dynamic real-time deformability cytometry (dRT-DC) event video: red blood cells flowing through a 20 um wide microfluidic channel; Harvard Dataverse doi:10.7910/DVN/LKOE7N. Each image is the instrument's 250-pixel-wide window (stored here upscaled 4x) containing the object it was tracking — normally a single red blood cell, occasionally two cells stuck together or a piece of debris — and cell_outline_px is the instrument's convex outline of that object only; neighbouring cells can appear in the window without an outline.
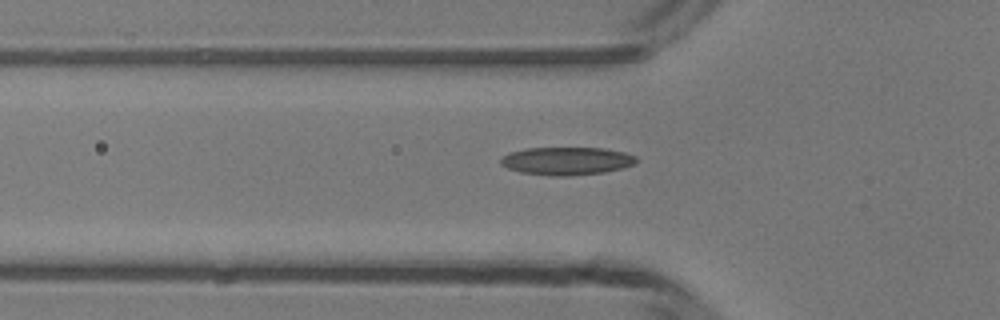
{"species": "common noctule bat (a hibernating species)", "species_latin": "Nyctalus noctula", "temperature_condition": "room temperature", "stored_images_in_passage": 34, "camera_frame_rate_fps": 3000, "um_per_image_px": 0.085, "animal": {"sex": "male", "body_mass_g": 13.3}, "frame": {"image": 1, "passage_image": 5, "time_ms": 1.333, "image_size_px": [1000, 320], "cell_outline_px": [[636, 164], [624, 168], [604, 172], [568, 176], [548, 176], [520, 172], [508, 168], [500, 164], [500, 160], [508, 152], [528, 148], [604, 148], [624, 152], [636, 156]], "centroid_in_image_um": [48.17, 13.68], "position_along_channel_um": 77.6, "area_um2": 22.2}}
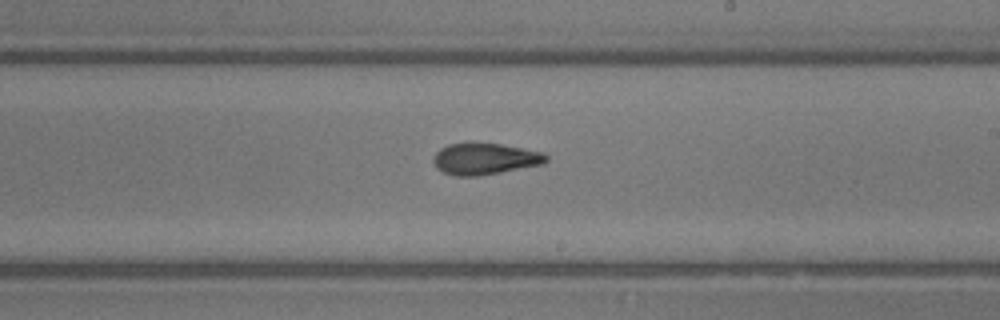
{"frame": {"image": 2, "passage_image": 17, "time_ms": 5.333, "image_size_px": [1000, 320], "cell_outline_px": [[548, 160], [544, 164], [500, 172], [476, 176], [456, 176], [444, 172], [436, 168], [432, 160], [436, 152], [440, 148], [448, 144], [472, 140], [500, 144], [544, 152], [548, 156]], "centroid_in_image_um": [41.19, 13.46], "position_along_channel_um": 247.8, "area_um2": 21.21}}
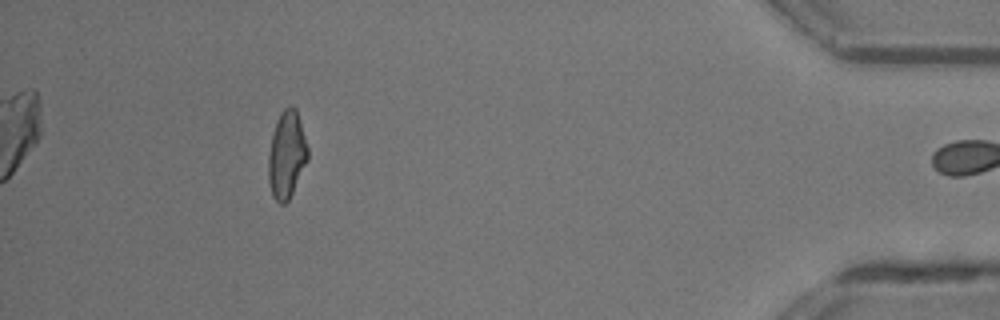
{"frame": {"image": 3, "passage_image": 33, "time_ms": 10.667, "image_size_px": [1000, 320], "cell_outline_px": [[308, 160], [288, 200], [284, 204], [280, 204], [272, 196], [268, 180], [268, 156], [272, 132], [276, 120], [280, 112], [288, 104], [292, 104], [296, 108], [308, 148]], "centroid_in_image_um": [24.35, 13.11], "position_along_channel_um": 410.8, "area_um2": 20.17}, "authors_computed_cell_mechanics": {"area_um2": 20.519, "velocity_mm_per_s": 4.2218, "shape_relaxation_time_tau1_ms": null, "shape_relaxation_time_tau2_ms": 1.4648, "deformation_change_tau1": null, "deformation_change_tau2": 0.0778}}